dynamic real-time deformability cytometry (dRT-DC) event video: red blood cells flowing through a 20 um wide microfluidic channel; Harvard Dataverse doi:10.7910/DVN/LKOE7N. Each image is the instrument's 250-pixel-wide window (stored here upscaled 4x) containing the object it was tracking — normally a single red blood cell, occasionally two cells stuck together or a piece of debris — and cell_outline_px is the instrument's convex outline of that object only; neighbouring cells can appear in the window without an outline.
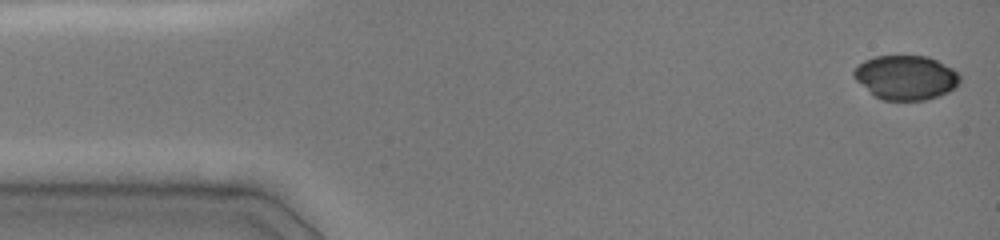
{"species": "common noctule bat (a hibernating species)", "species_latin": "Nyctalus noctula", "temperature_condition": "cold", "stored_images_in_passage": 46, "camera_frame_rate_fps": 3000, "um_per_image_px": 0.085, "animal": {"sex": "female", "body_mass_g": 19.0, "forearm_length_mm": 51.5}, "frame": {"image": 1, "passage_image": 1, "time_ms": 0.0, "image_size_px": [1000, 240], "cell_outline_px": [[960, 84], [948, 92], [940, 96], [928, 100], [880, 100], [856, 80], [852, 76], [852, 72], [864, 60], [876, 56], [928, 56], [952, 68], [960, 76]], "centroid_in_image_um": [77.01, 6.6], "position_along_channel_um": 8.0, "area_um2": 27.4}}
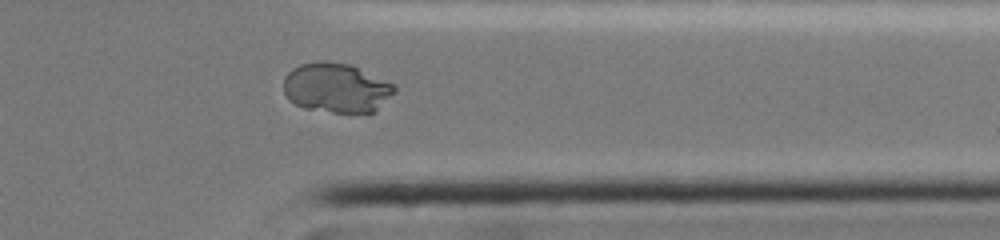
{"frame": {"image": 2, "passage_image": 37, "time_ms": 12.0, "image_size_px": [1000, 240], "cell_outline_px": [[396, 92], [376, 112], [332, 112], [304, 108], [288, 100], [284, 92], [284, 76], [292, 68], [300, 64], [320, 60], [324, 60], [352, 64], [396, 84]], "centroid_in_image_um": [28.62, 7.44], "position_along_channel_um": 382.8, "area_um2": 32.66}}
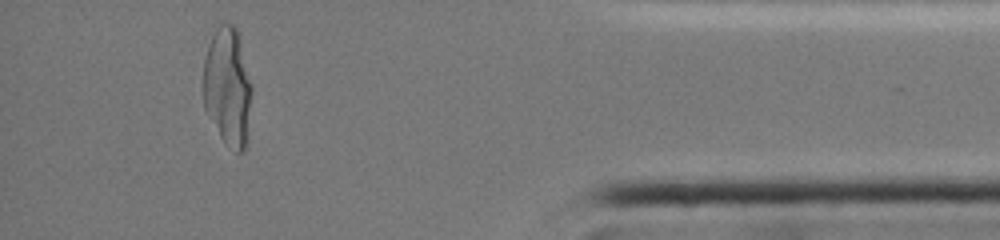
{"frame": {"image": 3, "passage_image": 42, "time_ms": 13.667, "image_size_px": [1000, 240], "cell_outline_px": [[252, 88], [248, 144], [244, 152], [236, 152], [224, 144], [204, 108], [200, 88], [200, 84], [204, 60], [208, 44], [220, 20], [236, 24], [240, 36], [252, 84]], "centroid_in_image_um": [19.34, 7.36], "position_along_channel_um": 415.9, "area_um2": 35.32}}